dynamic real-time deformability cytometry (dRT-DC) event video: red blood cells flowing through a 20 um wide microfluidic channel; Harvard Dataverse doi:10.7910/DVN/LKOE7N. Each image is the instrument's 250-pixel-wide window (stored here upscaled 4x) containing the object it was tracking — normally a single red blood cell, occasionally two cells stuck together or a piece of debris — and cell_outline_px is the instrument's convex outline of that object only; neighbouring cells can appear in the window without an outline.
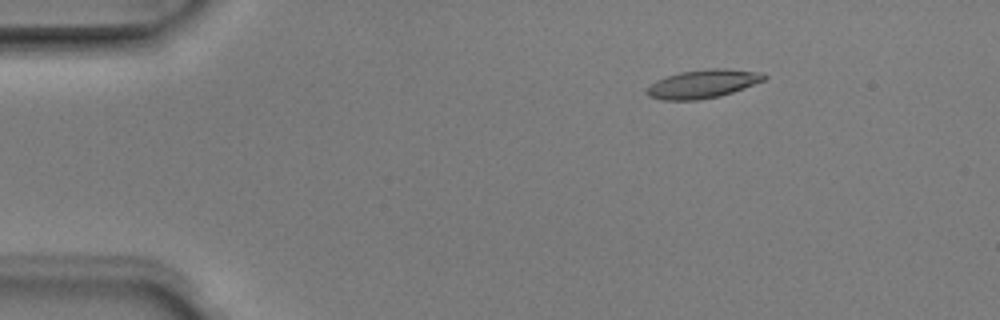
{"species": "Egyptian fruit bat (a non-hibernating species)", "species_latin": "Rousettus aegyptiacus", "temperature_condition": "room temperature", "stored_images_in_passage": 5, "camera_frame_rate_fps": 3000, "um_per_image_px": 0.085, "animal": {"sex": "male"}, "frame": {"image": 1, "passage_image": 3, "time_ms": 0.667, "image_size_px": [1000, 320], "cell_outline_px": [[768, 76], [764, 80], [744, 88], [720, 96], [696, 100], [660, 100], [648, 96], [644, 92], [656, 80], [680, 72], [708, 68], [724, 68], [760, 72]], "centroid_in_image_um": [59.73, 7.13], "position_along_channel_um": 25.3, "area_um2": 19.42}}